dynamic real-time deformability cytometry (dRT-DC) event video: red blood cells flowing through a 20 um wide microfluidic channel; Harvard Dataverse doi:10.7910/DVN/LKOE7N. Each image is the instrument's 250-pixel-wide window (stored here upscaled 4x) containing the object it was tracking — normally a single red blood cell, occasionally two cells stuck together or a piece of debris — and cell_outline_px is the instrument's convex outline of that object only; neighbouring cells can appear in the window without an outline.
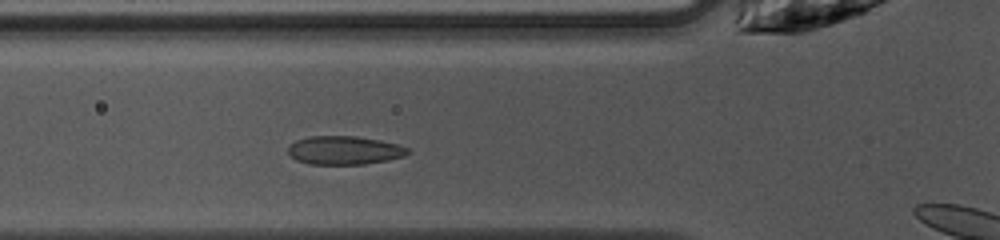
{"species": "common noctule bat (a hibernating species)", "species_latin": "Nyctalus noctula", "temperature_condition": "warm", "stored_images_in_passage": 4, "camera_frame_rate_fps": 3000, "um_per_image_px": 0.085, "animal": {"sex": "female", "body_mass_g": 10.0, "forearm_length_mm": 53.1}, "frame": {"image": 1, "passage_image": 3, "time_ms": 0.667, "image_size_px": [1000, 240], "cell_outline_px": [[408, 152], [404, 156], [388, 160], [364, 164], [308, 164], [296, 160], [288, 152], [288, 148], [296, 140], [308, 136], [356, 136], [380, 140], [396, 144], [408, 148]], "centroid_in_image_um": [29.25, 12.77], "position_along_channel_um": 96.5, "area_um2": 19.77}}